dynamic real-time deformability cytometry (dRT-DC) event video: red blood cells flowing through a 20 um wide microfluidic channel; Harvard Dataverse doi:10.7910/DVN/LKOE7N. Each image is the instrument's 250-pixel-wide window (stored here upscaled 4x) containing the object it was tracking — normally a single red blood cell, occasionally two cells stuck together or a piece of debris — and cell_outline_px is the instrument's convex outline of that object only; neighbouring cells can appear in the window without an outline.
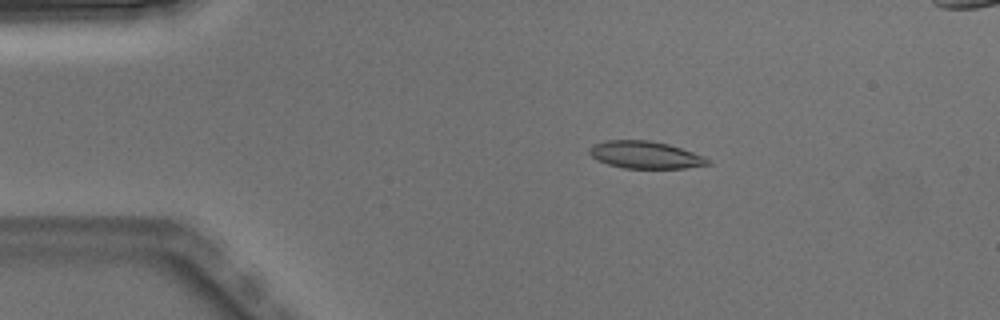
{"species": "Egyptian fruit bat (a non-hibernating species)", "species_latin": "Rousettus aegyptiacus", "temperature_condition": "warm", "stored_images_in_passage": 6, "camera_frame_rate_fps": 3000, "um_per_image_px": 0.085, "animal": {"sex": "male"}, "frame": {"image": 1, "passage_image": 3, "time_ms": 0.667, "image_size_px": [1000, 320], "cell_outline_px": [[712, 164], [684, 168], [624, 168], [608, 164], [592, 156], [588, 152], [588, 148], [592, 144], [604, 140], [652, 140], [668, 144], [704, 156], [712, 160]], "centroid_in_image_um": [54.86, 13.15], "position_along_channel_um": 30.1, "area_um2": 18.9}}